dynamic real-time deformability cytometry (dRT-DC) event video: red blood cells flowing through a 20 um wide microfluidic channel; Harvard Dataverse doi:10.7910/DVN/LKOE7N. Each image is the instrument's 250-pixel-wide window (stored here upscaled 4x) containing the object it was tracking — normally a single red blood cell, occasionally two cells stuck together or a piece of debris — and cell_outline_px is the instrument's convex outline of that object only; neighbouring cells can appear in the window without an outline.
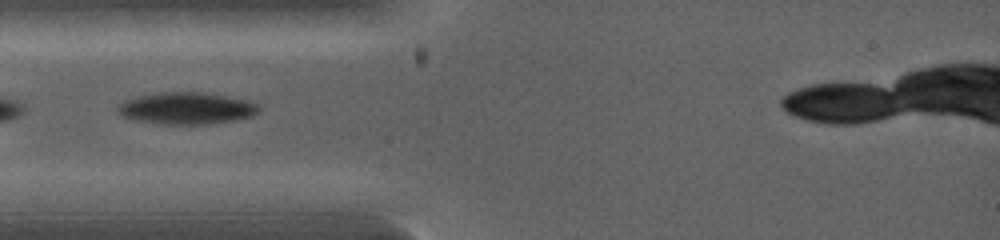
{"species": "common noctule bat (a hibernating species)", "species_latin": "Nyctalus noctula", "temperature_condition": "warm", "stored_images_in_passage": 9, "camera_frame_rate_fps": 5000, "um_per_image_px": 0.085, "animal": {"sex": "female", "body_mass_g": 19.0, "forearm_length_mm": 53.3}, "frame": {"image": 1, "passage_image": 1, "time_ms": 0.0, "image_size_px": [1000, 240], "cell_outline_px": [[260, 112], [252, 116], [236, 120], [212, 124], [164, 124], [136, 120], [124, 116], [116, 108], [124, 100], [136, 96], [156, 92], [204, 92], [248, 100], [260, 104]], "centroid_in_image_um": [15.91, 9.19], "position_along_channel_um": 69.1, "area_um2": 26.41}}
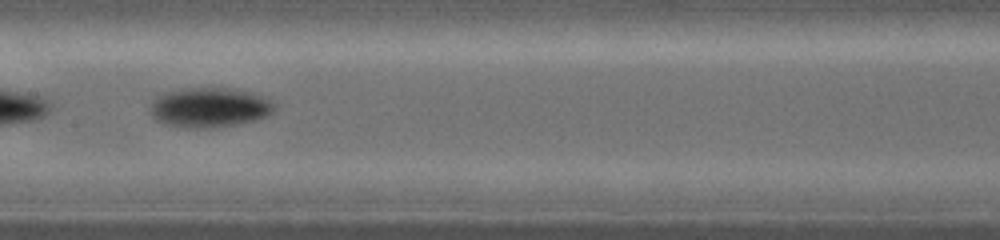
{"frame": {"image": 2, "passage_image": 6, "time_ms": 2.0, "image_size_px": [1000, 240], "cell_outline_px": [[276, 108], [268, 116], [256, 120], [232, 124], [168, 124], [156, 120], [152, 116], [152, 104], [156, 96], [164, 92], [184, 88], [232, 88], [268, 96], [276, 104]], "centroid_in_image_um": [17.91, 9.04], "position_along_channel_um": 189.5, "area_um2": 27.63}}
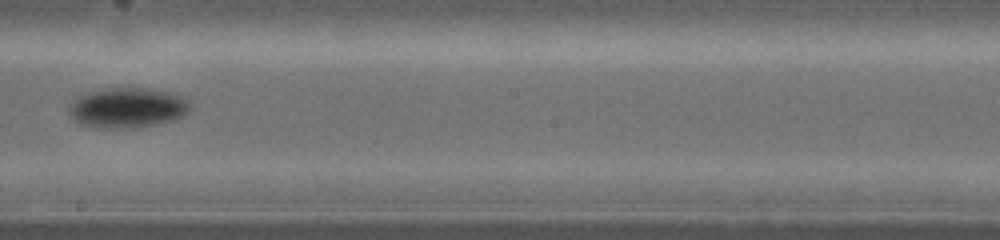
{"frame": {"image": 3, "passage_image": 8, "time_ms": 2.8, "image_size_px": [1000, 240], "cell_outline_px": [[192, 108], [184, 116], [172, 120], [152, 124], [80, 124], [68, 112], [68, 108], [72, 100], [76, 96], [88, 92], [124, 84], [152, 88], [180, 96], [188, 100], [192, 104]], "centroid_in_image_um": [10.87, 9.02], "position_along_channel_um": 237.3, "area_um2": 27.57}}